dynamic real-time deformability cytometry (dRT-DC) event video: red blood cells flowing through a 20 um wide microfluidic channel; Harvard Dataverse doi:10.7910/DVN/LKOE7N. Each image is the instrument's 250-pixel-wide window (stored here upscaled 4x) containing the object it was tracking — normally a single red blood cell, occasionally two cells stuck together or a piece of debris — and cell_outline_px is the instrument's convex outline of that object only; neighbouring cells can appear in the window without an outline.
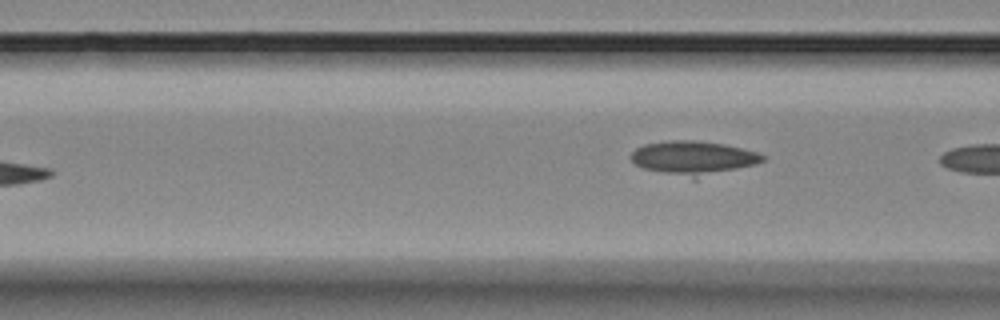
{"species": "Egyptian fruit bat (a non-hibernating species)", "species_latin": "Rousettus aegyptiacus", "temperature_condition": "room temperature", "stored_images_in_passage": 5, "camera_frame_rate_fps": 3000, "um_per_image_px": 0.085, "animal": {"sex": "female"}, "frame": {"image": 1, "passage_image": 5, "time_ms": 4.667, "image_size_px": [1000, 320], "cell_outline_px": [[768, 156], [764, 160], [756, 164], [696, 180], [692, 180], [644, 168], [636, 164], [632, 160], [632, 152], [636, 148], [644, 144], [672, 140], [692, 140], [724, 144], [756, 152]], "centroid_in_image_um": [58.96, 13.45], "position_along_channel_um": 107.6, "area_um2": 26.18}}